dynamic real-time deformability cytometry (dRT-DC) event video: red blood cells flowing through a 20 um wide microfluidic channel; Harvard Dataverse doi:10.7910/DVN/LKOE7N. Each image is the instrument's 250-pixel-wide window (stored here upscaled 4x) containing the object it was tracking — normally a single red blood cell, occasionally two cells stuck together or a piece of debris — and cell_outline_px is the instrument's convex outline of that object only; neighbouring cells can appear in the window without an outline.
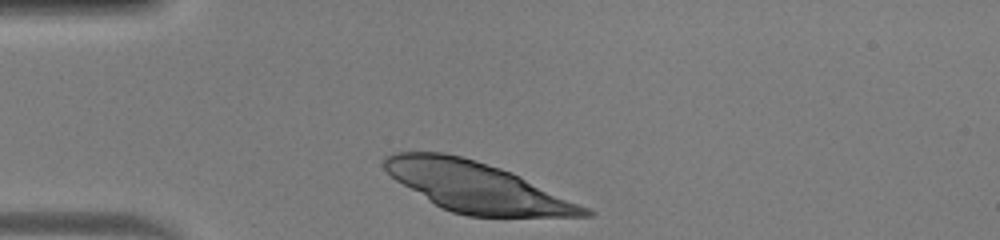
{"species": "human", "species_latin": "Homo sapiens", "temperature_condition": "warm", "stored_images_in_passage": 30, "camera_frame_rate_fps": 3000, "um_per_image_px": 0.085, "donor": {"sex": "male"}, "frame": {"image": 1, "passage_image": 1, "time_ms": 0.0, "image_size_px": [1000, 240], "cell_outline_px": [[596, 212], [592, 216], [468, 216], [452, 212], [440, 208], [396, 180], [384, 168], [384, 156], [392, 152], [444, 152], [476, 160], [512, 172], [588, 208]], "centroid_in_image_um": [40.5, 15.89], "position_along_channel_um": 44.5, "area_um2": 57.68}}